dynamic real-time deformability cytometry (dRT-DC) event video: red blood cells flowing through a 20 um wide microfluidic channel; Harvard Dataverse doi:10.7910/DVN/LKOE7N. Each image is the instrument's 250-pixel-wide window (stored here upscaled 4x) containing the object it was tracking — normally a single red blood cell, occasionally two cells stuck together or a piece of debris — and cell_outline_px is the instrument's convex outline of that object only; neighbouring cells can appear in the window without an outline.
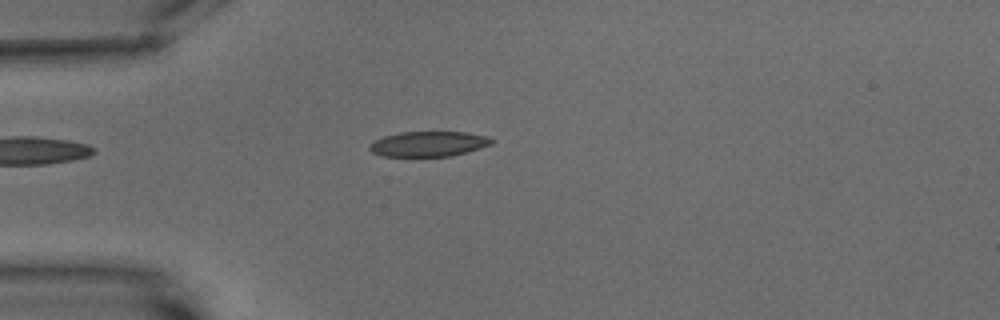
{"species": "common noctule bat (a hibernating species)", "species_latin": "Nyctalus noctula", "temperature_condition": "warm", "stored_images_in_passage": 7, "camera_frame_rate_fps": 3000, "um_per_image_px": 0.085, "animal": {"sex": "male", "body_mass_g": 15.6}, "frame": {"image": 1, "passage_image": 4, "time_ms": 4.0, "image_size_px": [1000, 320], "cell_outline_px": [[496, 140], [492, 144], [480, 148], [452, 156], [384, 156], [372, 152], [368, 148], [372, 140], [384, 136], [400, 132], [464, 132], [488, 136]], "centroid_in_image_um": [36.43, 12.23], "position_along_channel_um": 48.6, "area_um2": 17.98}}
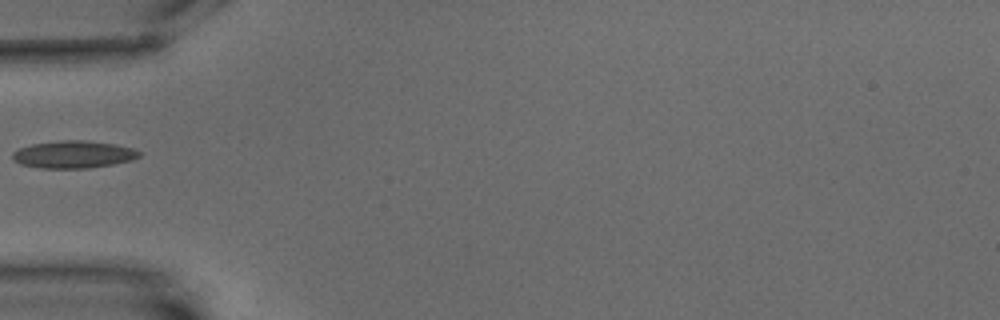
{"frame": {"image": 2, "passage_image": 5, "time_ms": 5.333, "image_size_px": [1000, 320], "cell_outline_px": [[144, 152], [140, 156], [132, 160], [112, 164], [88, 168], [40, 168], [20, 164], [12, 160], [12, 152], [20, 148], [32, 144], [60, 140], [84, 140], [112, 144], [132, 148]], "centroid_in_image_um": [6.23, 13.13], "position_along_channel_um": 78.8, "area_um2": 20.23}}
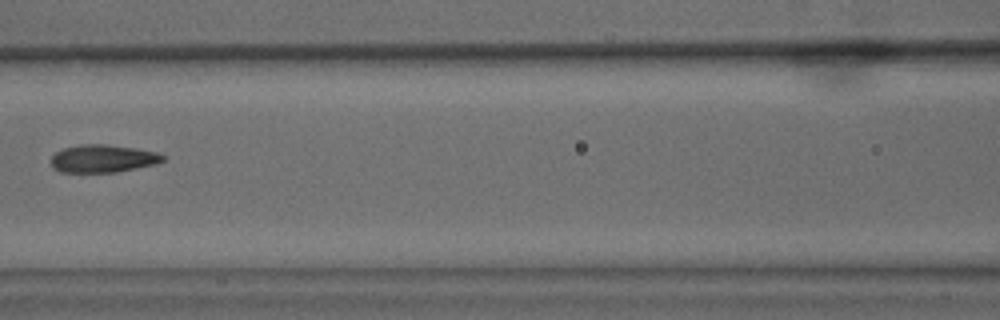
{"frame": {"image": 3, "passage_image": 7, "time_ms": 7.667, "image_size_px": [1000, 320], "cell_outline_px": [[164, 160], [156, 164], [116, 172], [60, 172], [52, 168], [52, 156], [56, 152], [64, 148], [80, 144], [104, 144], [132, 148], [156, 152], [164, 156]], "centroid_in_image_um": [8.72, 13.48], "position_along_channel_um": 157.9, "area_um2": 17.92}}